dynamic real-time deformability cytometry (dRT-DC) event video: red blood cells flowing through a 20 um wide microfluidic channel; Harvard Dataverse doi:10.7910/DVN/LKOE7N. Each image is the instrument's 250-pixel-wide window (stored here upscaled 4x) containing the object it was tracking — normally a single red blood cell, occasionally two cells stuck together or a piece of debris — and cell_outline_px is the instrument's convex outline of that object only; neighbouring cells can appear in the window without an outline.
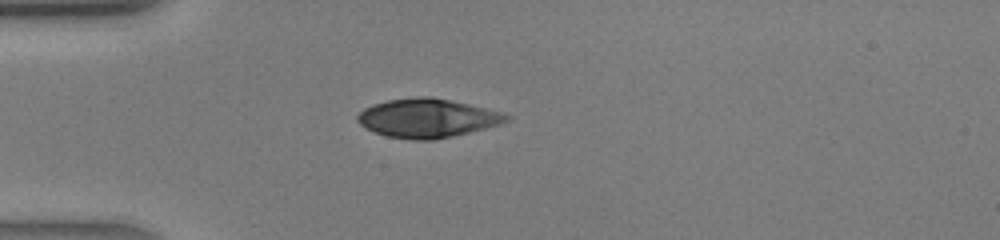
{"species": "human", "species_latin": "Homo sapiens", "temperature_condition": "warm", "stored_images_in_passage": 23, "camera_frame_rate_fps": 3000, "um_per_image_px": 0.085, "donor": {"sex": "male"}, "frame": {"image": 1, "passage_image": 1, "time_ms": 0.0, "image_size_px": [1000, 240], "cell_outline_px": [[468, 128], [456, 132], [440, 136], [396, 136], [380, 132], [364, 124], [360, 120], [360, 116], [368, 108], [380, 104], [396, 100], [440, 100], [452, 104], [460, 108]], "centroid_in_image_um": [35.28, 10.04], "position_along_channel_um": 49.7, "area_um2": 22.77}}
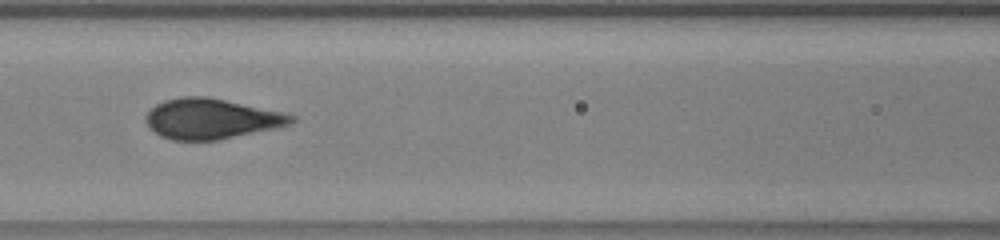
{"frame": {"image": 2, "passage_image": 8, "time_ms": 2.333, "image_size_px": [1000, 240], "cell_outline_px": [[284, 120], [272, 124], [220, 136], [172, 136], [160, 132], [152, 124], [152, 112], [156, 108], [164, 104], [176, 100], [212, 100], [280, 116]], "centroid_in_image_um": [17.65, 10.07], "position_along_channel_um": 148.9, "area_um2": 24.97}}
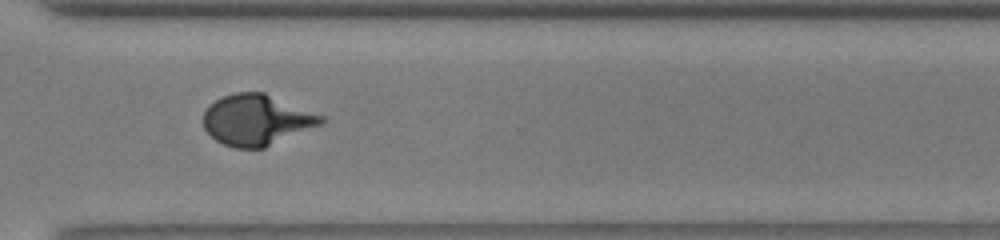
{"frame": {"image": 3, "passage_image": 20, "time_ms": 6.333, "image_size_px": [1000, 240], "cell_outline_px": [[320, 120], [260, 148], [252, 148], [228, 144], [220, 140], [204, 124], [204, 116], [220, 100], [228, 96], [256, 92]], "centroid_in_image_um": [21.59, 10.23], "position_along_channel_um": 349.0, "area_um2": 29.25}}